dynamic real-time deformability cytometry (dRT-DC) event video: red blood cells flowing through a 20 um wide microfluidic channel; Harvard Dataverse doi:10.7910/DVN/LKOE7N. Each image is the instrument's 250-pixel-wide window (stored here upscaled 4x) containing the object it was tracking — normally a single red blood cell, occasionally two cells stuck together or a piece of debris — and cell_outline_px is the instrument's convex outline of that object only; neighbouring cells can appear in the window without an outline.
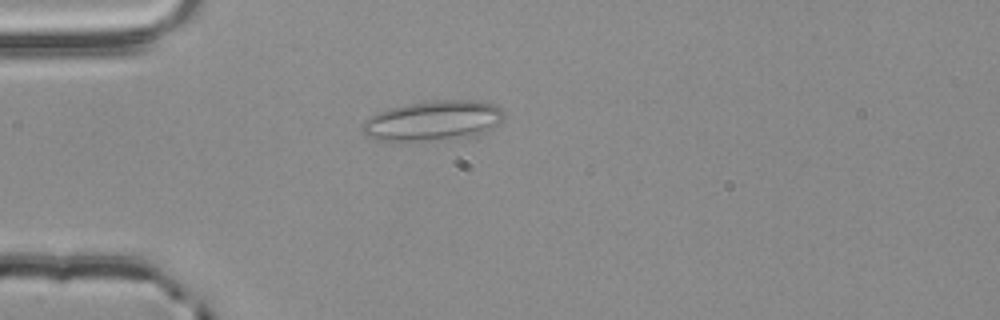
{"species": "common noctule bat (a hibernating species)", "species_latin": "Nyctalus noctula", "temperature_condition": "room temperature", "stored_images_in_passage": 44, "camera_frame_rate_fps": 3000, "um_per_image_px": 0.085, "animal": {"sex": "male", "body_mass_g": 20.4}, "frame": {"image": 1, "passage_image": 5, "time_ms": 1.333, "image_size_px": [1000, 320], "cell_outline_px": [[504, 116], [492, 128], [484, 132], [472, 136], [404, 144], [376, 140], [360, 132], [360, 124], [368, 116], [376, 112], [392, 108], [412, 104], [440, 100], [480, 100], [496, 104], [504, 112]], "centroid_in_image_um": [36.73, 10.3], "position_along_channel_um": 48.3, "area_um2": 33.81}}
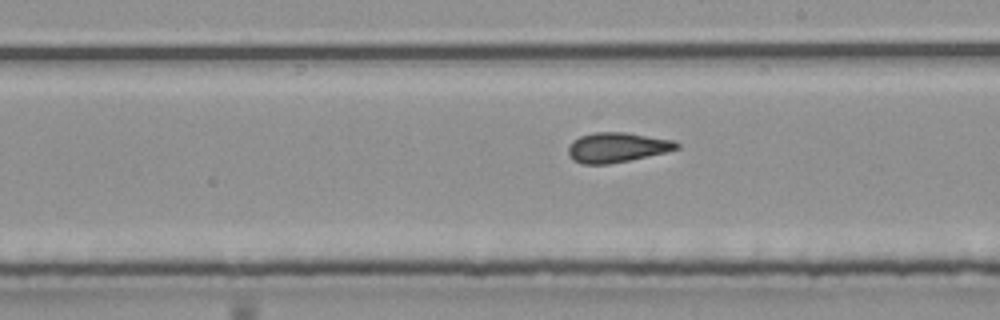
{"frame": {"image": 2, "passage_image": 21, "time_ms": 6.667, "image_size_px": [1000, 320], "cell_outline_px": [[680, 148], [664, 152], [628, 160], [608, 164], [584, 164], [572, 160], [568, 156], [568, 148], [572, 140], [580, 136], [592, 132], [628, 132], [676, 140], [680, 144]], "centroid_in_image_um": [52.44, 12.51], "position_along_channel_um": 236.6, "area_um2": 19.02}}
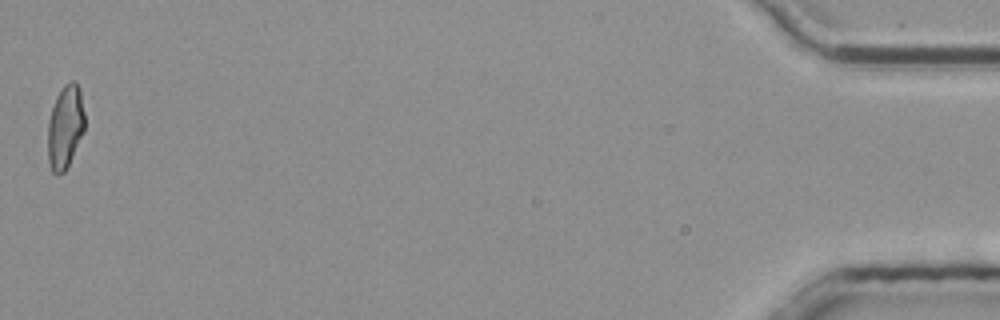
{"frame": {"image": 3, "passage_image": 44, "time_ms": 14.333, "image_size_px": [1000, 320], "cell_outline_px": [[84, 132], [64, 172], [60, 176], [56, 176], [52, 172], [48, 160], [48, 120], [56, 96], [64, 84], [72, 80], [76, 80], [80, 88], [84, 112]], "centroid_in_image_um": [5.54, 10.77], "position_along_channel_um": 429.7, "area_um2": 18.09}, "authors_computed_cell_mechanics": {"area_um2": 18.5827, "velocity_mm_per_s": 3.8262, "shape_relaxation_time_tau1_ms": null, "shape_relaxation_time_tau2_ms": 2.5774, "deformation_change_tau1": null, "deformation_change_tau2": 0.1057}}